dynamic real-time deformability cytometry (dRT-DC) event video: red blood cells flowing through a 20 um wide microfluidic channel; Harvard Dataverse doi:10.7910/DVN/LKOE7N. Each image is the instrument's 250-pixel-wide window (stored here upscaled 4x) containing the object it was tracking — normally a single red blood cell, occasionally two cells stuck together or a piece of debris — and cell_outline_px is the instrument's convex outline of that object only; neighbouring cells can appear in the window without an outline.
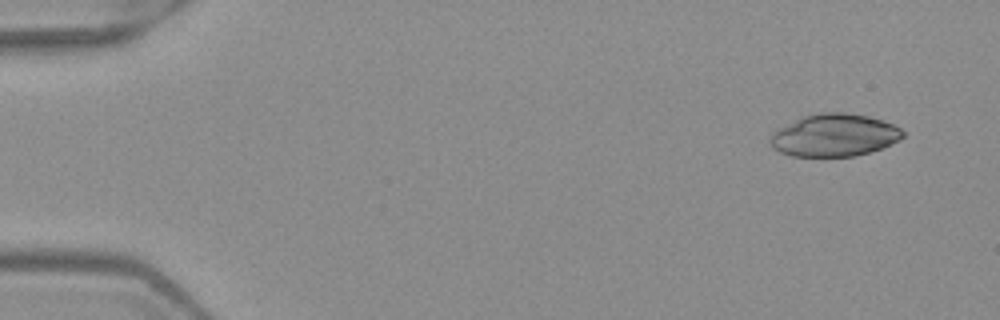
{"species": "Egyptian fruit bat (a non-hibernating species)", "species_latin": "Rousettus aegyptiacus", "temperature_condition": "warm", "stored_images_in_passage": 5, "camera_frame_rate_fps": 3000, "um_per_image_px": 0.085, "frame": {"image": 1, "passage_image": 1, "time_ms": 0.0, "image_size_px": [1000, 320], "cell_outline_px": [[904, 136], [900, 140], [880, 148], [868, 152], [852, 156], [792, 156], [780, 152], [772, 148], [768, 140], [772, 132], [804, 116], [820, 112], [844, 112], [868, 116], [892, 124], [900, 128], [904, 132]], "centroid_in_image_um": [70.89, 11.49], "position_along_channel_um": 14.1, "area_um2": 32.6}}
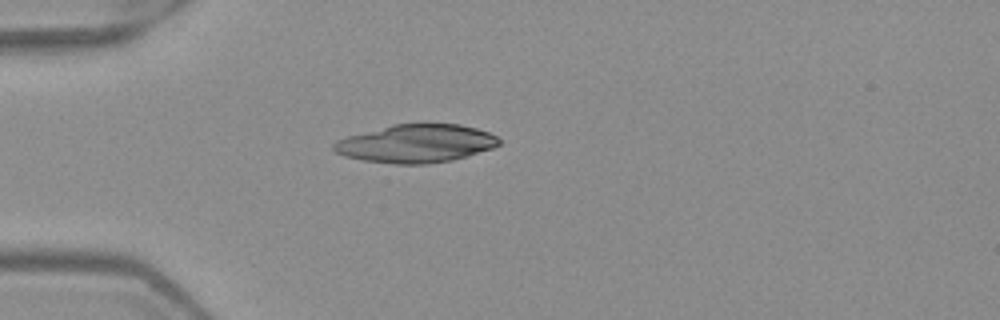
{"frame": {"image": 2, "passage_image": 4, "time_ms": 1.0, "image_size_px": [1000, 320], "cell_outline_px": [[500, 144], [492, 148], [452, 160], [428, 164], [396, 164], [364, 160], [344, 156], [336, 152], [332, 148], [332, 144], [336, 140], [348, 136], [392, 124], [460, 124], [476, 128], [488, 132], [496, 136], [500, 140]], "centroid_in_image_um": [35.35, 12.2], "position_along_channel_um": 49.7, "area_um2": 36.59}}